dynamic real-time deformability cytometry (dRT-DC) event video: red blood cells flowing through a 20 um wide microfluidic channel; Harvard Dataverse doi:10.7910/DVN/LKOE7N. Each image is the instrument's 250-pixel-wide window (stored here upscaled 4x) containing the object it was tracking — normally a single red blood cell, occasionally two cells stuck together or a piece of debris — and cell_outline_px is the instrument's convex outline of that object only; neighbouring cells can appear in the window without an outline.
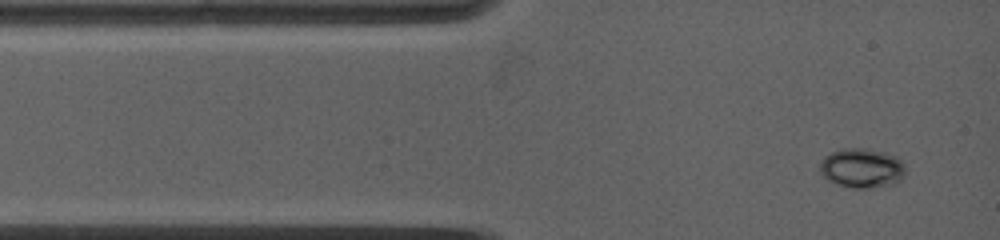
{"species": "common noctule bat (a hibernating species)", "species_latin": "Nyctalus noctula", "temperature_condition": "warm", "stored_images_in_passage": 6, "camera_frame_rate_fps": 5000, "um_per_image_px": 0.085, "animal": {"sex": "female", "body_mass_g": 19.0, "forearm_length_mm": 53.3}, "frame": {"image": 1, "passage_image": 1, "time_ms": 0.0, "image_size_px": [1000, 240], "cell_outline_px": [[904, 176], [900, 180], [892, 184], [868, 188], [856, 188], [836, 184], [828, 180], [820, 172], [820, 164], [824, 156], [832, 152], [844, 148], [868, 148], [896, 156], [904, 164]], "centroid_in_image_um": [73.25, 14.28], "position_along_channel_um": 11.7, "area_um2": 19.59}}
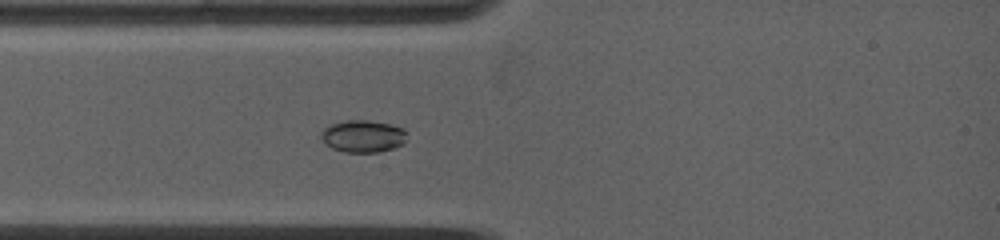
{"frame": {"image": 2, "passage_image": 6, "time_ms": 2.0, "image_size_px": [1000, 240], "cell_outline_px": [[408, 140], [404, 144], [380, 152], [344, 152], [332, 148], [320, 136], [320, 132], [324, 128], [332, 124], [344, 120], [368, 120], [392, 124], [404, 128]], "centroid_in_image_um": [30.9, 11.57], "position_along_channel_um": 54.1, "area_um2": 16.24}}